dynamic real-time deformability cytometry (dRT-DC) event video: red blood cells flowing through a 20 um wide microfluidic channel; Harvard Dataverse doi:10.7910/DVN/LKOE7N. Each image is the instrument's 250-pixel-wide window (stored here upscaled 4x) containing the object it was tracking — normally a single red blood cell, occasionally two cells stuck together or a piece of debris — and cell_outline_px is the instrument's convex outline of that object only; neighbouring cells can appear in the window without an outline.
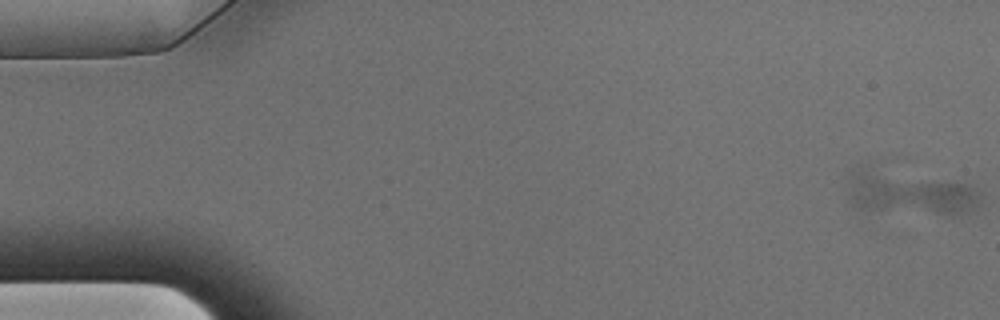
{"species": "Egyptian fruit bat (a non-hibernating species)", "species_latin": "Rousettus aegyptiacus", "temperature_condition": "warm", "stored_images_in_passage": 57, "segment_of_instrument_passage": [1, 3], "camera_frame_rate_fps": 3000, "um_per_image_px": 0.085, "animal": {"sex": "male"}, "frame": {"image": 1, "passage_image": 1, "time_ms": 0.0, "image_size_px": [1000, 320], "cell_outline_px": [[984, 200], [980, 208], [976, 212], [936, 212], [856, 208], [848, 204], [848, 172], [856, 164], [868, 164], [972, 184], [980, 188], [984, 192]], "centroid_in_image_um": [77.31, 16.27], "position_along_channel_um": 7.7, "area_um2": 35.6}}
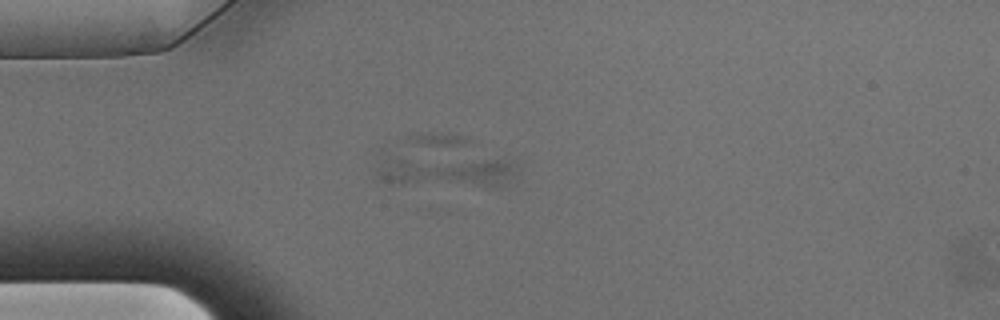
{"frame": {"image": 2, "passage_image": 15, "time_ms": 4.667, "image_size_px": [1000, 320], "cell_outline_px": [[508, 180], [500, 188], [492, 188], [392, 184], [376, 180], [372, 168], [380, 148], [500, 160], [508, 164]], "centroid_in_image_um": [37.27, 14.43], "position_along_channel_um": 47.7, "area_um2": 29.94}}